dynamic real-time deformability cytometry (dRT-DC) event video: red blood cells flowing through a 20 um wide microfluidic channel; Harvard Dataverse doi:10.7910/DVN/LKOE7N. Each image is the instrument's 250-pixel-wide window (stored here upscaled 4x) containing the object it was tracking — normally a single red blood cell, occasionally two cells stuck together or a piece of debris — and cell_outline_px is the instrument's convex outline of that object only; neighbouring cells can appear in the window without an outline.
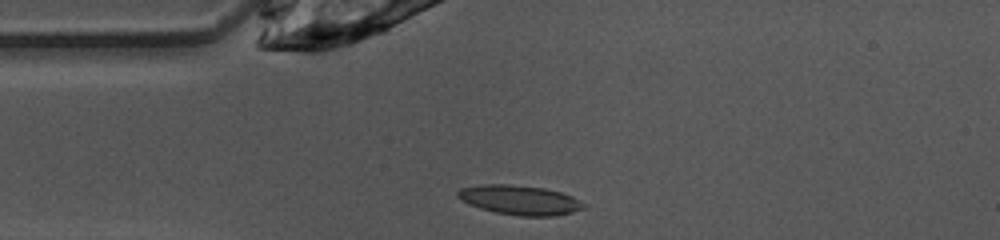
{"species": "common noctule bat (a hibernating species)", "species_latin": "Nyctalus noctula", "temperature_condition": "warm", "stored_images_in_passage": 39, "camera_frame_rate_fps": 3000, "um_per_image_px": 0.085, "animal": {"sex": "female", "body_mass_g": 10.0, "forearm_length_mm": 53.1}, "frame": {"image": 1, "passage_image": 1, "time_ms": 0.0, "image_size_px": [1000, 240], "cell_outline_px": [[584, 208], [572, 212], [556, 216], [520, 216], [496, 212], [480, 208], [456, 196], [456, 192], [460, 188], [480, 184], [508, 184], [544, 188], [560, 192], [572, 196], [584, 204]], "centroid_in_image_um": [44.17, 16.99], "position_along_channel_um": 40.8, "area_um2": 21.44}}
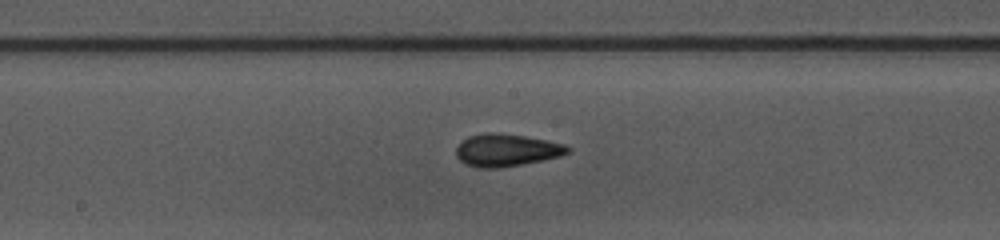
{"frame": {"image": 2, "passage_image": 14, "time_ms": 4.333, "image_size_px": [1000, 240], "cell_outline_px": [[572, 148], [568, 152], [560, 156], [520, 164], [496, 168], [480, 168], [464, 164], [456, 156], [456, 148], [460, 140], [468, 136], [488, 132], [496, 132], [524, 136], [564, 144]], "centroid_in_image_um": [42.98, 12.75], "position_along_channel_um": 205.2, "area_um2": 20.98}}
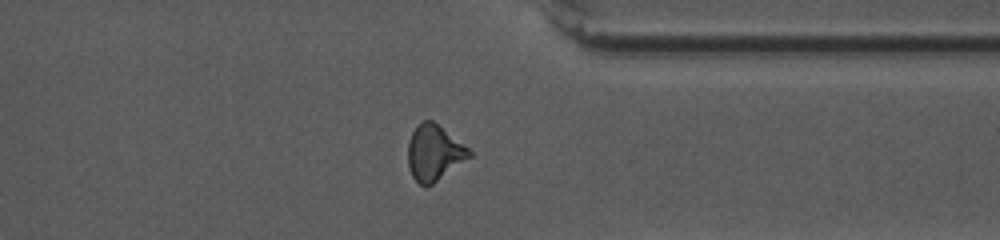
{"frame": {"image": 3, "passage_image": 27, "time_ms": 8.667, "image_size_px": [1000, 240], "cell_outline_px": [[472, 156], [432, 184], [424, 188], [412, 176], [408, 168], [408, 140], [416, 124], [424, 120], [432, 120], [468, 148], [472, 152]], "centroid_in_image_um": [36.87, 12.99], "position_along_channel_um": 374.5, "area_um2": 19.83}, "authors_computed_cell_mechanics": {"area_um2": 19.941, "velocity_mm_per_s": 4.0573, "shape_relaxation_time_tau1_ms": 5.4832, "shape_relaxation_time_tau2_ms": 1.698, "deformation_change_tau1": 0.1798, "deformation_change_tau2": 0.0993}}